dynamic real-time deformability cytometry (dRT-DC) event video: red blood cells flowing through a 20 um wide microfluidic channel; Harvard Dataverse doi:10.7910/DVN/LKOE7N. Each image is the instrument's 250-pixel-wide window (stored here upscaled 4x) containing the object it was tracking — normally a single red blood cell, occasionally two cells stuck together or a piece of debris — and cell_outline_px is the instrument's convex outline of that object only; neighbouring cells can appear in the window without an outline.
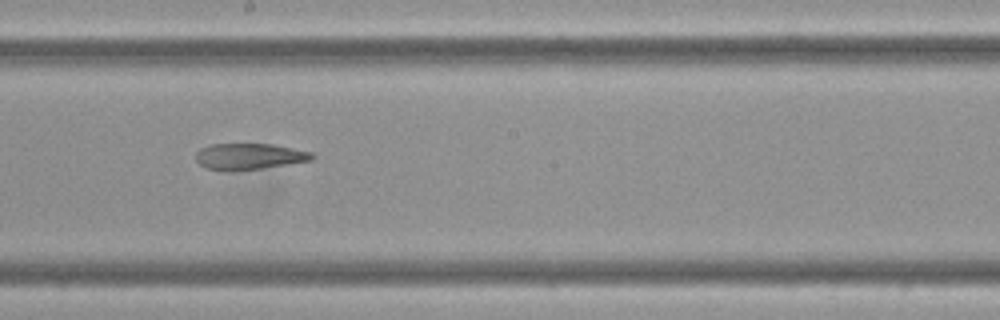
{"species": "Egyptian fruit bat (a non-hibernating species)", "species_latin": "Rousettus aegyptiacus", "temperature_condition": "cold", "stored_images_in_passage": 18, "camera_frame_rate_fps": 3000, "um_per_image_px": 0.085, "frame": {"image": 1, "passage_image": 11, "time_ms": 3.333, "image_size_px": [1000, 320], "cell_outline_px": [[316, 156], [312, 160], [260, 168], [204, 168], [196, 160], [196, 152], [200, 148], [208, 144], [272, 144], [312, 152]], "centroid_in_image_um": [21.2, 13.25], "position_along_channel_um": 227.0, "area_um2": 17.05}}
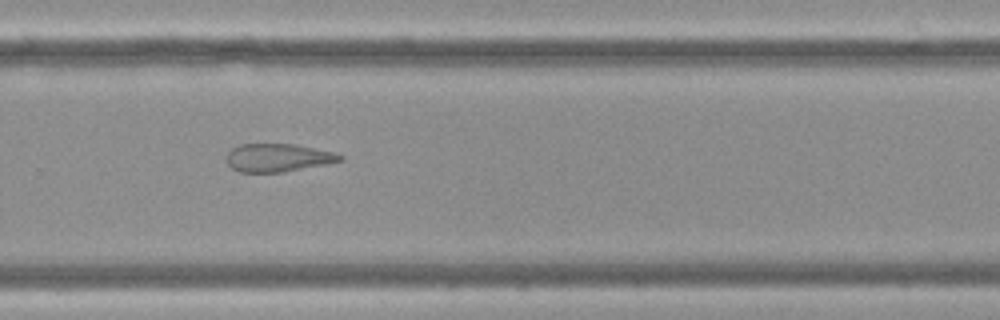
{"frame": {"image": 2, "passage_image": 13, "time_ms": 4.0, "image_size_px": [1000, 320], "cell_outline_px": [[344, 160], [284, 172], [240, 172], [232, 168], [228, 164], [228, 152], [232, 148], [240, 144], [296, 144], [332, 152], [344, 156]], "centroid_in_image_um": [23.62, 13.4], "position_along_channel_um": 306.2, "area_um2": 18.38}}
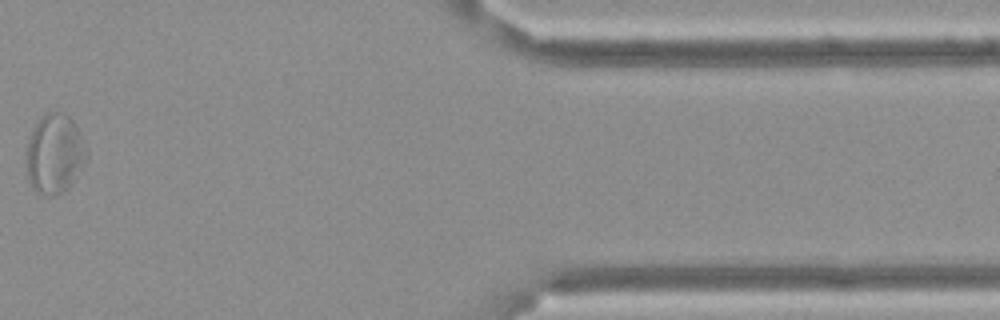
{"frame": {"image": 3, "passage_image": 16, "time_ms": 5.0, "image_size_px": [1000, 320], "cell_outline_px": [[88, 156], [72, 184], [68, 188], [52, 196], [48, 196], [36, 192], [32, 188], [28, 180], [24, 160], [28, 140], [32, 128], [40, 116], [48, 112], [60, 112], [68, 116], [76, 124], [88, 148]], "centroid_in_image_um": [4.62, 13.07], "position_along_channel_um": 406.8, "area_um2": 28.55}}